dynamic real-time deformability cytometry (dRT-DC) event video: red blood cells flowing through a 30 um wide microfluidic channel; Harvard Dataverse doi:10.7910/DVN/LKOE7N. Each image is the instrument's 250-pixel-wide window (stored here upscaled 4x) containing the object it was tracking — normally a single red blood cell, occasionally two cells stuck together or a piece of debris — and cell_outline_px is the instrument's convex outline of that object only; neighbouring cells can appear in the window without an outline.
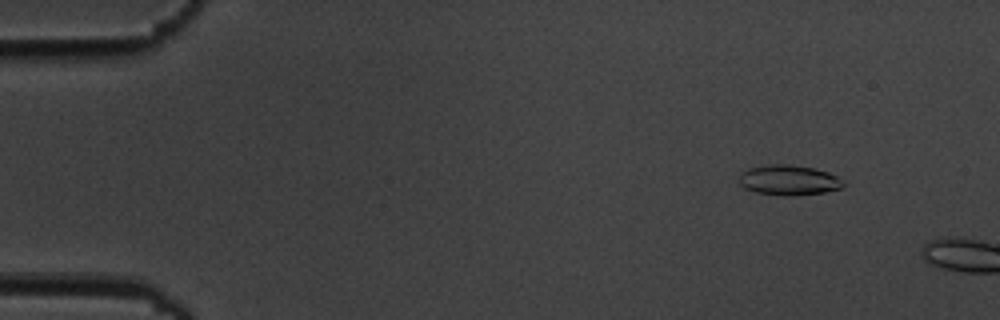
{"species": "common noctule bat (a hibernating species)", "species_latin": "Nyctalus noctula", "temperature_condition": "cold", "stored_images_in_passage": 3, "camera_frame_rate_fps": 3000, "um_per_image_px": 0.085, "animal": {"sex": "male", "body_mass_g": 19.5, "forearm_length_mm": 54.6}, "frame": {"image": 1, "passage_image": 2, "time_ms": 1.0, "image_size_px": [1000, 320], "cell_outline_px": [[844, 184], [840, 188], [824, 192], [792, 196], [784, 196], [756, 192], [744, 188], [740, 184], [740, 172], [748, 168], [768, 164], [788, 164], [816, 168], [828, 172], [844, 180]], "centroid_in_image_um": [67.04, 15.3], "position_along_channel_um": 18.0, "area_um2": 18.44}}